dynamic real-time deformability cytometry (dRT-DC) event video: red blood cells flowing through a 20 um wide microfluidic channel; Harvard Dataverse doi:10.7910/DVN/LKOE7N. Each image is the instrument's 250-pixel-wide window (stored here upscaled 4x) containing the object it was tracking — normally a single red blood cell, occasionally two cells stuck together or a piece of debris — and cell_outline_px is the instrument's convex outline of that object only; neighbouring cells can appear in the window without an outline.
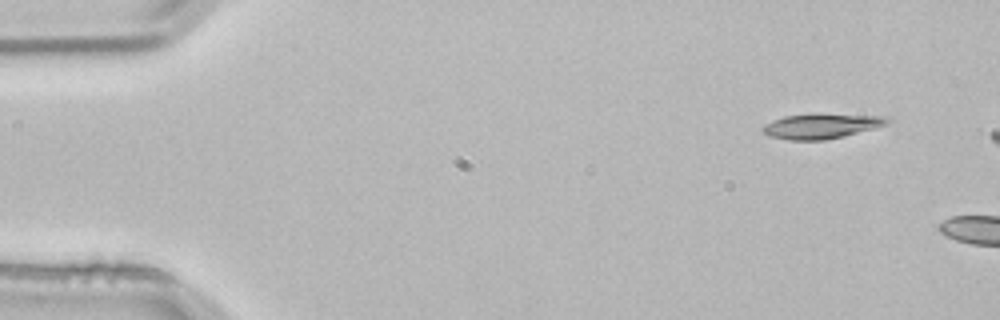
{"species": "common noctule bat (a hibernating species)", "species_latin": "Nyctalus noctula", "temperature_condition": "room temperature", "stored_images_in_passage": 2, "camera_frame_rate_fps": 3000, "um_per_image_px": 0.085, "animal": {"sex": "male", "body_mass_g": 21.5, "forearm_length_mm": 52.0}, "frame": {"image": 1, "passage_image": 1, "time_ms": 0.0, "image_size_px": [1000, 320], "cell_outline_px": [[892, 120], [888, 124], [876, 128], [844, 136], [824, 140], [788, 140], [768, 136], [760, 128], [764, 124], [772, 120], [784, 116], [812, 112], [820, 112], [892, 116]], "centroid_in_image_um": [69.88, 10.67], "position_along_channel_um": 15.1, "area_um2": 19.13}}